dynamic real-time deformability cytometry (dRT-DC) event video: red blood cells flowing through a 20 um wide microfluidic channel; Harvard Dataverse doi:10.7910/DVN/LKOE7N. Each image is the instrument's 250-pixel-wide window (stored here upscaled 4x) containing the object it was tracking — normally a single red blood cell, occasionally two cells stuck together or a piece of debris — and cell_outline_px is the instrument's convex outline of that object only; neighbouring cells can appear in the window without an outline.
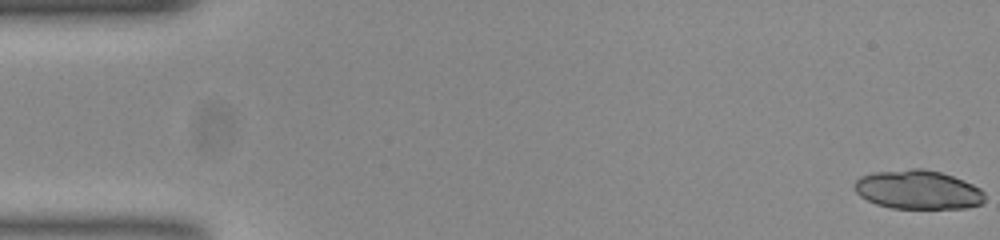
{"species": "common noctule bat (a hibernating species)", "species_latin": "Nyctalus noctula", "temperature_condition": "room temperature", "stored_images_in_passage": 25, "camera_frame_rate_fps": 3000, "um_per_image_px": 0.085, "animal": {"sex": "female", "body_mass_g": 23.0, "forearm_length_mm": 53.4}, "frame": {"image": 1, "passage_image": 1, "time_ms": 0.0, "image_size_px": [1000, 240], "cell_outline_px": [[984, 204], [968, 208], [892, 208], [876, 204], [860, 196], [856, 192], [852, 184], [860, 176], [872, 172], [912, 168], [924, 168], [940, 172], [964, 180], [980, 188], [984, 192]], "centroid_in_image_um": [78.02, 16.12], "position_along_channel_um": 7.0, "area_um2": 29.88}}
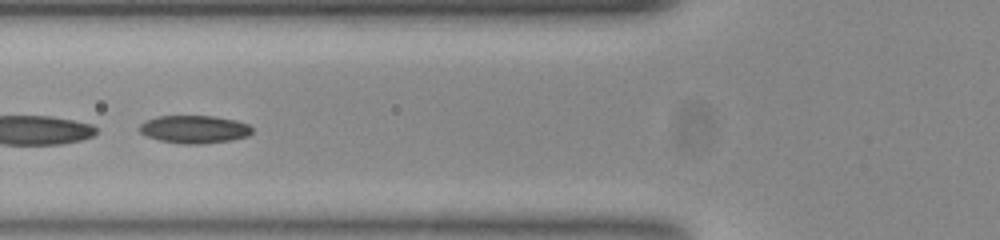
{"frame": {"image": 2, "passage_image": 21, "time_ms": 6.667, "image_size_px": [1000, 240], "cell_outline_px": [[252, 132], [248, 136], [232, 140], [200, 144], [184, 144], [160, 140], [148, 136], [140, 132], [136, 128], [144, 120], [156, 116], [216, 116], [236, 120], [248, 124], [252, 128]], "centroid_in_image_um": [16.5, 10.98], "position_along_channel_um": 109.3, "area_um2": 18.44}}